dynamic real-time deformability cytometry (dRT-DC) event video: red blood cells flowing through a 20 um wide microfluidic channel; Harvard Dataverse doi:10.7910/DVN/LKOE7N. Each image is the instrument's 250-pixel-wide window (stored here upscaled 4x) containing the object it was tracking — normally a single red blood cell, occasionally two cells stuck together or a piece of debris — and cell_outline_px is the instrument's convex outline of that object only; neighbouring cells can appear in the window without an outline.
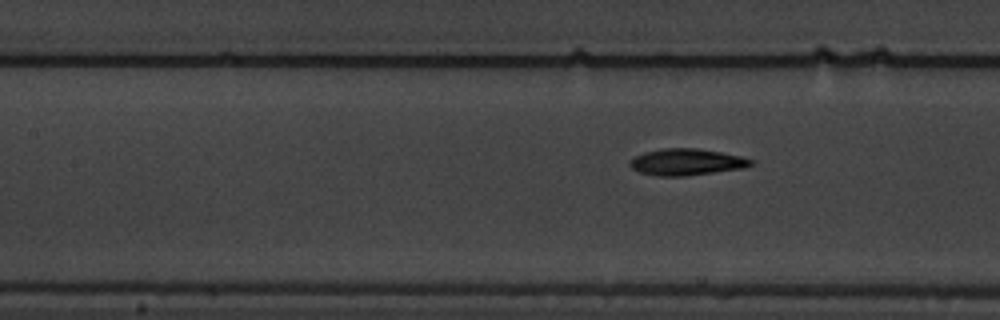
{"species": "common noctule bat (a hibernating species)", "species_latin": "Nyctalus noctula", "temperature_condition": "warm", "stored_images_in_passage": 8, "segment_of_instrument_passage": [2, 2], "camera_frame_rate_fps": 3000, "um_per_image_px": 0.085, "animal": {"sex": "male", "body_mass_g": 19.5, "forearm_length_mm": 54.6}, "frame": {"image": 1, "passage_image": 8, "time_ms": 9.0, "image_size_px": [1000, 320], "cell_outline_px": [[756, 160], [752, 164], [744, 168], [684, 176], [656, 176], [640, 172], [632, 168], [628, 164], [628, 160], [644, 152], [660, 148], [696, 148], [720, 152], [740, 156]], "centroid_in_image_um": [58.33, 13.77], "position_along_channel_um": 149.1, "area_um2": 18.79}}